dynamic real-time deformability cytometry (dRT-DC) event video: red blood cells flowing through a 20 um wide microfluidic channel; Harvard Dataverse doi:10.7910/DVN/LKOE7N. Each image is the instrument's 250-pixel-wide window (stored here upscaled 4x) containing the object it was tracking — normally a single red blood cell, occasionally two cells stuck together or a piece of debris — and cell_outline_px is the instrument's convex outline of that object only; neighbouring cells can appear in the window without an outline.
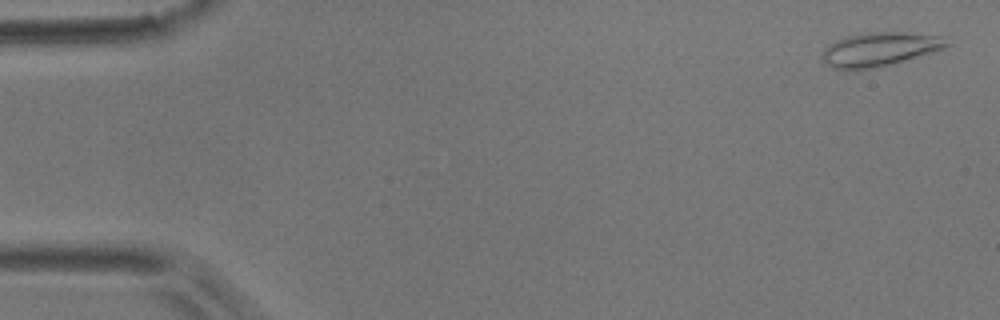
{"species": "common noctule bat (a hibernating species)", "species_latin": "Nyctalus noctula", "temperature_condition": "room temperature", "stored_images_in_passage": 51, "camera_frame_rate_fps": 3000, "um_per_image_px": 0.085, "animal": {"sex": "male", "body_mass_g": 17.9}, "frame": {"image": 1, "passage_image": 2, "time_ms": 0.333, "image_size_px": [1000, 320], "cell_outline_px": [[952, 44], [944, 48], [896, 64], [860, 72], [844, 72], [832, 68], [824, 60], [824, 48], [828, 44], [836, 40], [848, 36], [864, 32], [908, 32], [944, 36]], "centroid_in_image_um": [74.78, 4.23], "position_along_channel_um": 10.2, "area_um2": 25.55}}
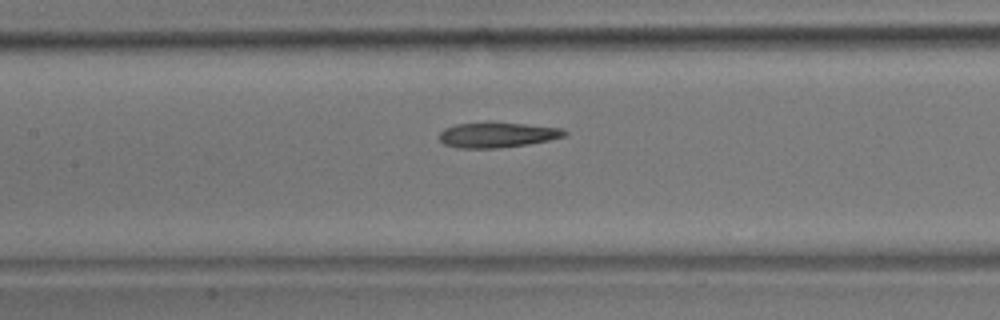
{"frame": {"image": 2, "passage_image": 24, "time_ms": 7.667, "image_size_px": [1000, 320], "cell_outline_px": [[568, 132], [564, 136], [548, 140], [528, 144], [496, 148], [456, 148], [444, 144], [440, 140], [440, 132], [444, 128], [456, 124], [524, 124], [564, 128]], "centroid_in_image_um": [42.27, 11.49], "position_along_channel_um": 165.1, "area_um2": 17.86}}
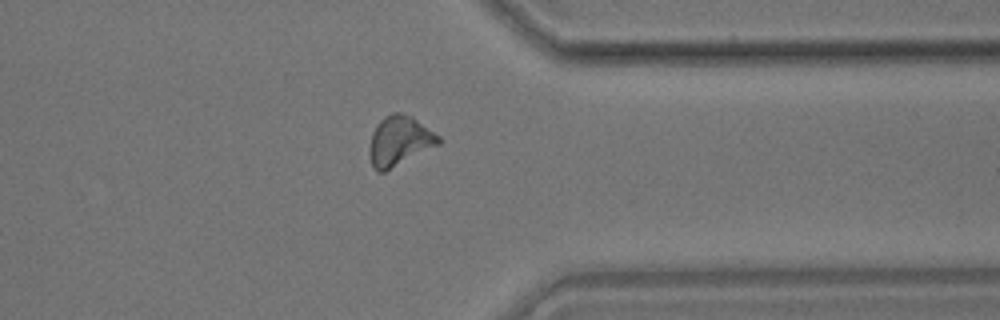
{"frame": {"image": 3, "passage_image": 41, "time_ms": 13.333, "image_size_px": [1000, 320], "cell_outline_px": [[440, 144], [384, 172], [376, 172], [372, 164], [368, 152], [372, 132], [376, 124], [384, 116], [392, 112], [400, 112], [412, 116], [440, 136]], "centroid_in_image_um": [33.93, 11.97], "position_along_channel_um": 377.5, "area_um2": 20.11}}